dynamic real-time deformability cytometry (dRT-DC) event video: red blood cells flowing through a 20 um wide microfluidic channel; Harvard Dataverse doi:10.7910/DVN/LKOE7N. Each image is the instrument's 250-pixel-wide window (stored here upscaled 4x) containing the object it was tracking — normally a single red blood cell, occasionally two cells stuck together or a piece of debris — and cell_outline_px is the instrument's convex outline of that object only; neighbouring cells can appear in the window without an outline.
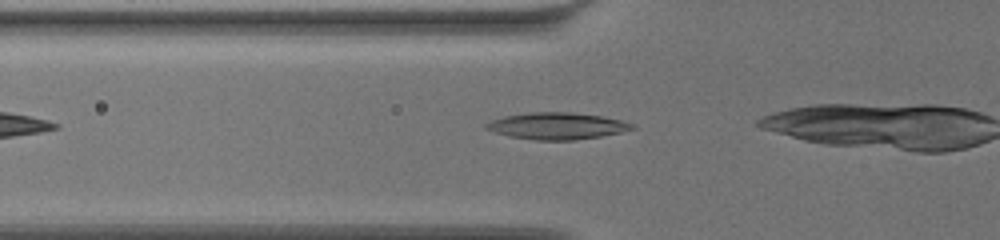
{"species": "common noctule bat (a hibernating species)", "species_latin": "Nyctalus noctula", "temperature_condition": "warm", "stored_images_in_passage": 9, "camera_frame_rate_fps": 3000, "um_per_image_px": 0.085, "animal": {"sex": "female", "body_mass_g": 19.5, "forearm_length_mm": 54.1}, "frame": {"image": 1, "passage_image": 9, "time_ms": 2.667, "image_size_px": [1000, 240], "cell_outline_px": [[636, 128], [620, 132], [600, 136], [572, 140], [536, 140], [508, 136], [484, 128], [484, 124], [492, 120], [504, 116], [532, 112], [572, 112], [600, 116], [620, 120], [636, 124]], "centroid_in_image_um": [47.34, 10.7], "position_along_channel_um": 78.5, "area_um2": 22.6}}